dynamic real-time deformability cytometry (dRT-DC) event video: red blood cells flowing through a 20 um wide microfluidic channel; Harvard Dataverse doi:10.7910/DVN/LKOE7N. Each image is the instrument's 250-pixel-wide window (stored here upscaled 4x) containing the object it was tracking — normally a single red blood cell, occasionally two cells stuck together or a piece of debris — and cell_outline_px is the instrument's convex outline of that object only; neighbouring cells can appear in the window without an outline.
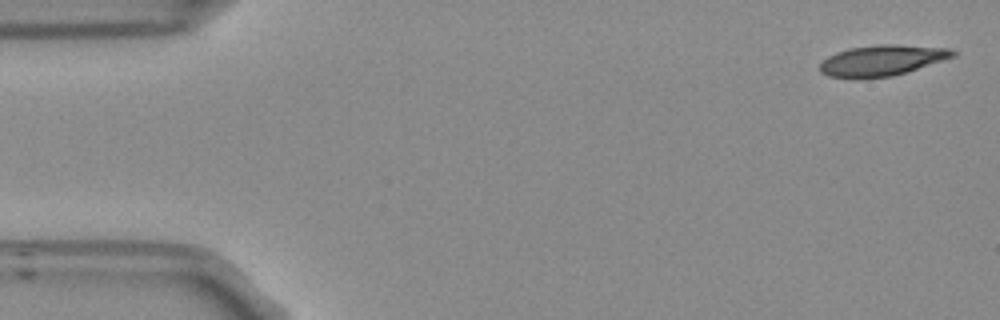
{"species": "Egyptian fruit bat (a non-hibernating species)", "species_latin": "Rousettus aegyptiacus", "temperature_condition": "room temperature", "stored_images_in_passage": 53, "camera_frame_rate_fps": 3000, "um_per_image_px": 0.085, "frame": {"image": 1, "passage_image": 1, "time_ms": 0.0, "image_size_px": [1000, 320], "cell_outline_px": [[956, 56], [892, 76], [828, 76], [820, 72], [820, 64], [828, 56], [836, 52], [852, 48], [880, 44], [896, 44], [948, 48], [956, 52]], "centroid_in_image_um": [75.0, 5.1], "position_along_channel_um": 10.0, "area_um2": 23.0}}
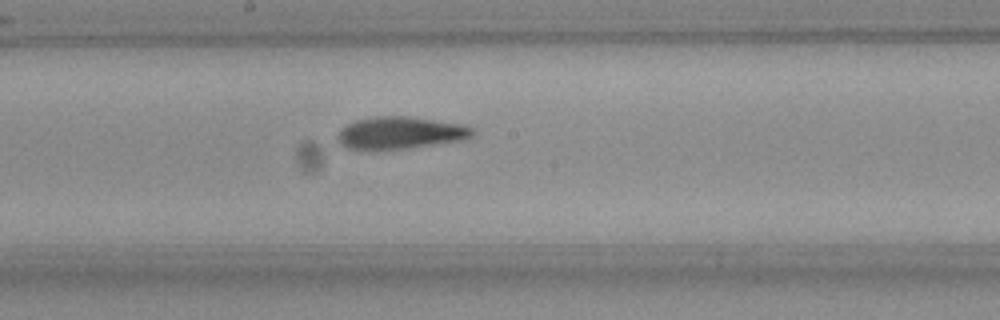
{"frame": {"image": 2, "passage_image": 27, "time_ms": 8.667, "image_size_px": [1000, 320], "cell_outline_px": [[476, 132], [472, 136], [464, 140], [408, 148], [348, 148], [340, 144], [336, 136], [348, 124], [356, 120], [376, 116], [408, 116], [464, 124], [472, 128]], "centroid_in_image_um": [34.1, 11.27], "position_along_channel_um": 214.1, "area_um2": 24.97}}
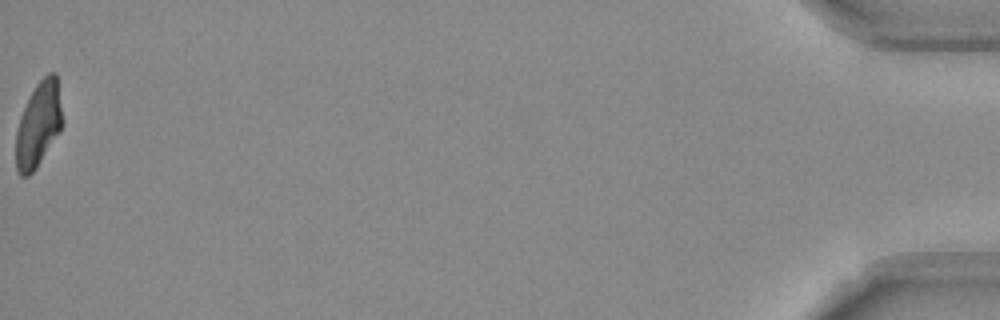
{"frame": {"image": 3, "passage_image": 53, "time_ms": 17.333, "image_size_px": [1000, 320], "cell_outline_px": [[64, 120], [60, 132], [36, 168], [28, 176], [20, 176], [16, 172], [16, 132], [20, 116], [36, 84], [48, 72], [56, 72]], "centroid_in_image_um": [3.29, 10.58], "position_along_channel_um": 431.9, "area_um2": 23.18}, "authors_computed_cell_mechanics": {"area_um2": 24.7384, "velocity_mm_per_s": 3.7424, "shape_relaxation_time_tau1_ms": 10.2137, "shape_relaxation_time_tau2_ms": 3.6552, "deformation_change_tau1": 0.2832, "deformation_change_tau2": 0.1263}}